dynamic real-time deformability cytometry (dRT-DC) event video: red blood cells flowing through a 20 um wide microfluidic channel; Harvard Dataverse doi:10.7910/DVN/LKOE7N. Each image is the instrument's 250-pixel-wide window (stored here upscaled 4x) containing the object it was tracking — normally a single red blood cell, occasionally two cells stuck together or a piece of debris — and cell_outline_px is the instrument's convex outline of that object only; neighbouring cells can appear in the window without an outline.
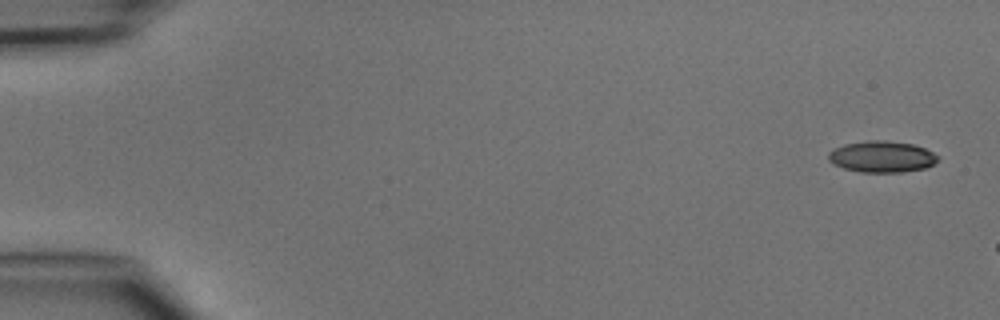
{"species": "common noctule bat (a hibernating species)", "species_latin": "Nyctalus noctula", "temperature_condition": "cold", "stored_images_in_passage": 3, "camera_frame_rate_fps": 3000, "um_per_image_px": 0.085, "animal": {"sex": "male", "body_mass_g": 15.6}, "frame": {"image": 1, "passage_image": 1, "time_ms": 0.0, "image_size_px": [1000, 320], "cell_outline_px": [[940, 160], [924, 168], [904, 172], [860, 172], [844, 168], [832, 164], [828, 160], [828, 152], [844, 144], [868, 140], [884, 140], [912, 144], [924, 148], [940, 156]], "centroid_in_image_um": [74.95, 13.32], "position_along_channel_um": 10.0, "area_um2": 20.06}}